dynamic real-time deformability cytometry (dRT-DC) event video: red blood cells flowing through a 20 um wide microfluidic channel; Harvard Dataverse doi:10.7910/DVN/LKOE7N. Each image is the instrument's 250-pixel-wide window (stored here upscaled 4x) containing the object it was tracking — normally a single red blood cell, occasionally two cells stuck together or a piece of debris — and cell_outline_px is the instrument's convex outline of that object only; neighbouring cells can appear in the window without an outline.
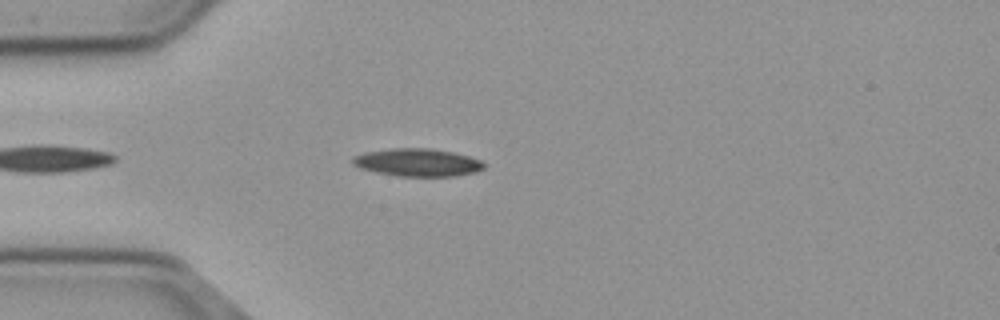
{"species": "common noctule bat (a hibernating species)", "species_latin": "Nyctalus noctula", "temperature_condition": "cold", "stored_images_in_passage": 26, "camera_frame_rate_fps": 3000, "um_per_image_px": 0.085, "animal": {"sex": "male", "body_mass_g": 23.1, "forearm_length_mm": 52.7}, "frame": {"image": 1, "passage_image": 5, "time_ms": 1.333, "image_size_px": [1000, 320], "cell_outline_px": [[484, 168], [476, 172], [456, 176], [396, 176], [376, 172], [360, 168], [352, 164], [352, 156], [364, 152], [392, 148], [432, 148], [452, 152], [468, 156], [480, 160], [484, 164]], "centroid_in_image_um": [35.46, 13.8], "position_along_channel_um": 49.5, "area_um2": 21.33}}